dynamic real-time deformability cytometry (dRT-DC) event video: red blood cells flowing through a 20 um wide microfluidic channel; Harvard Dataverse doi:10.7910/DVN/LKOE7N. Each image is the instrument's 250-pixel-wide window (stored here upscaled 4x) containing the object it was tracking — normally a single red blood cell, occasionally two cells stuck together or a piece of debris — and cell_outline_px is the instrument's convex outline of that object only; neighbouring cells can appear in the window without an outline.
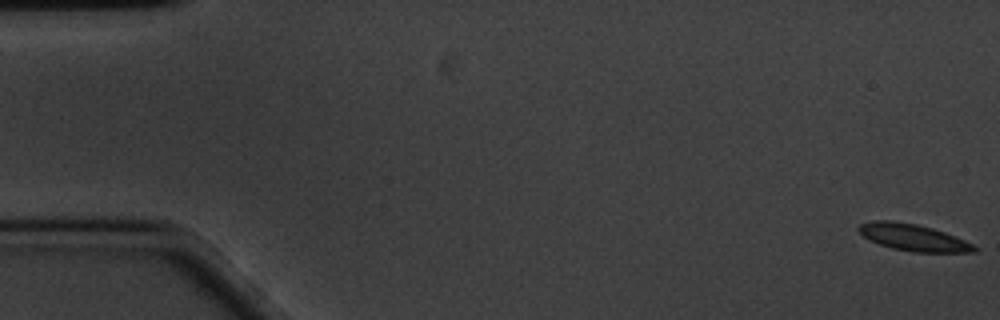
{"species": "common noctule bat (a hibernating species)", "species_latin": "Nyctalus noctula", "temperature_condition": "cold", "stored_images_in_passage": 10, "camera_frame_rate_fps": 3000, "um_per_image_px": 0.085, "animal": {"sex": "male", "body_mass_g": 20.1, "forearm_length_mm": 53.5}, "frame": {"image": 1, "passage_image": 1, "time_ms": 0.0, "image_size_px": [1000, 320], "cell_outline_px": [[980, 248], [976, 252], [912, 252], [892, 248], [868, 240], [856, 228], [860, 224], [872, 220], [892, 220], [916, 224], [932, 228], [944, 232], [964, 240]], "centroid_in_image_um": [77.61, 20.18], "position_along_channel_um": 7.4, "area_um2": 18.03}}